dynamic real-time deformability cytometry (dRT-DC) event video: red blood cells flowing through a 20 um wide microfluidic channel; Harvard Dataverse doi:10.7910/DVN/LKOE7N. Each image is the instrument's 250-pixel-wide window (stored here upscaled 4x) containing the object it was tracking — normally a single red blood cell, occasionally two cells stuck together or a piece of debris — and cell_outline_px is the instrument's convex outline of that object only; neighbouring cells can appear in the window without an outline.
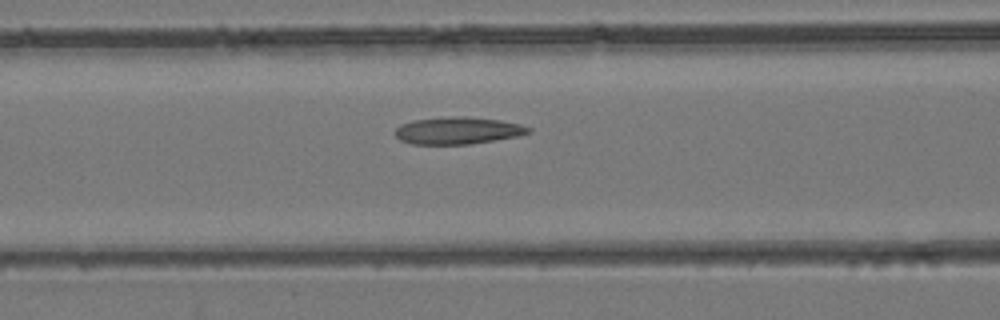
{"species": "common noctule bat (a hibernating species)", "species_latin": "Nyctalus noctula", "temperature_condition": "room temperature", "stored_images_in_passage": 26, "camera_frame_rate_fps": 3000, "um_per_image_px": 0.085, "animal": {"sex": "female", "body_mass_g": 24.6, "forearm_length_mm": 56.2}, "frame": {"image": 1, "passage_image": 5, "time_ms": 1.333, "image_size_px": [1000, 320], "cell_outline_px": [[532, 132], [520, 136], [472, 144], [412, 144], [400, 140], [392, 132], [400, 124], [416, 120], [456, 116], [464, 116], [500, 120], [520, 124], [532, 128]], "centroid_in_image_um": [38.94, 11.11], "position_along_channel_um": 127.7, "area_um2": 21.21}}
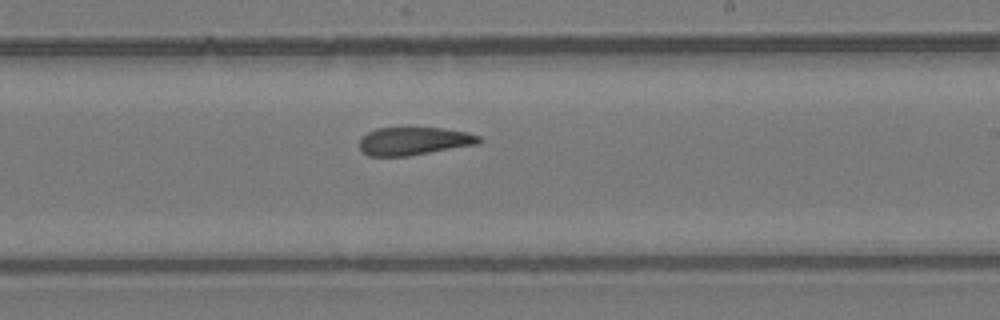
{"frame": {"image": 2, "passage_image": 13, "time_ms": 4.0, "image_size_px": [1000, 320], "cell_outline_px": [[484, 140], [480, 144], [408, 156], [368, 156], [360, 148], [360, 140], [368, 132], [376, 128], [440, 128], [468, 132], [480, 136]], "centroid_in_image_um": [35.25, 11.99], "position_along_channel_um": 253.8, "area_um2": 19.54}}
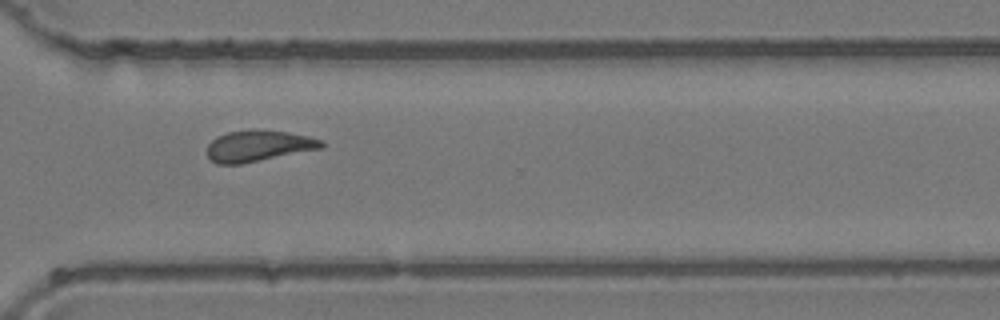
{"frame": {"image": 3, "passage_image": 19, "time_ms": 6.0, "image_size_px": [1000, 320], "cell_outline_px": [[324, 148], [240, 164], [216, 164], [208, 156], [208, 144], [216, 136], [228, 132], [256, 128], [288, 132], [308, 136], [324, 140]], "centroid_in_image_um": [21.99, 12.38], "position_along_channel_um": 348.6, "area_um2": 20.98}}